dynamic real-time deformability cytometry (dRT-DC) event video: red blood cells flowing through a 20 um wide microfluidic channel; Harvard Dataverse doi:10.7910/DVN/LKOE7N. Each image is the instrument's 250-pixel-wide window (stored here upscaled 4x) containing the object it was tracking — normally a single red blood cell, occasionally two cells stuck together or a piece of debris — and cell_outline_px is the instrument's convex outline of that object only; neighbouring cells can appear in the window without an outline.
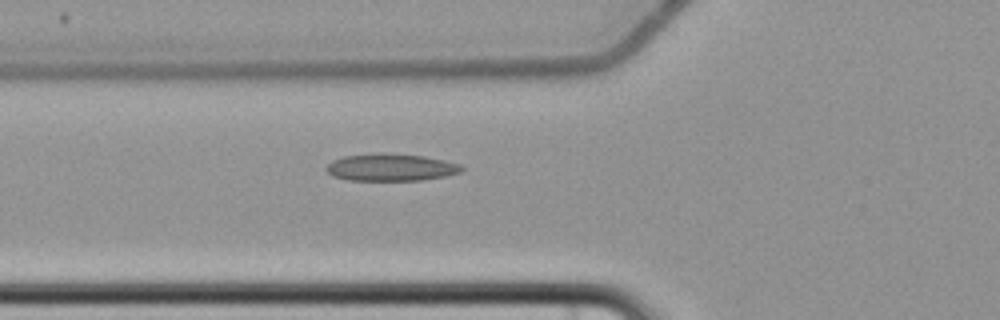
{"species": "common noctule bat (a hibernating species)", "species_latin": "Nyctalus noctula", "temperature_condition": "cold", "stored_images_in_passage": 7, "camera_frame_rate_fps": 3000, "um_per_image_px": 0.085, "animal": {"sex": "female", "body_mass_g": 22.7, "forearm_length_mm": 54.2}, "frame": {"image": 1, "passage_image": 7, "time_ms": 8.667, "image_size_px": [1000, 320], "cell_outline_px": [[464, 168], [460, 172], [444, 176], [424, 180], [348, 180], [332, 176], [324, 168], [332, 160], [344, 156], [424, 156], [444, 160], [460, 164]], "centroid_in_image_um": [33.23, 14.28], "position_along_channel_um": 92.6, "area_um2": 20.4}}